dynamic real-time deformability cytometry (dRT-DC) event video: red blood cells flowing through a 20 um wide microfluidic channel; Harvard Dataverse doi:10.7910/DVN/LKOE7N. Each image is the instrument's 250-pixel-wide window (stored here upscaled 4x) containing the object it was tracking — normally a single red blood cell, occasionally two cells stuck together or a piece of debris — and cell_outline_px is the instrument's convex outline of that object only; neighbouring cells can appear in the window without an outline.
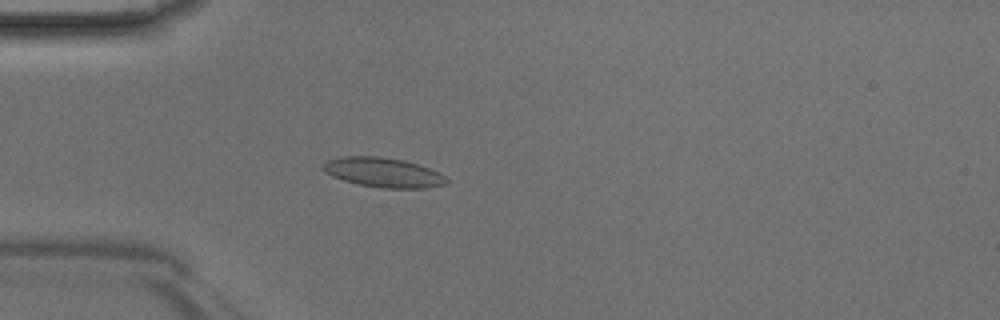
{"species": "Egyptian fruit bat (a non-hibernating species)", "species_latin": "Rousettus aegyptiacus", "temperature_condition": "room temperature", "stored_images_in_passage": 36, "camera_frame_rate_fps": 3000, "um_per_image_px": 0.085, "animal": {"sex": "male"}, "frame": {"image": 1, "passage_image": 3, "time_ms": 0.667, "image_size_px": [1000, 320], "cell_outline_px": [[452, 180], [444, 184], [424, 188], [380, 188], [360, 184], [344, 180], [332, 176], [324, 172], [320, 168], [328, 160], [340, 156], [380, 156], [404, 160], [440, 172]], "centroid_in_image_um": [32.58, 14.65], "position_along_channel_um": 52.4, "area_um2": 21.39}}
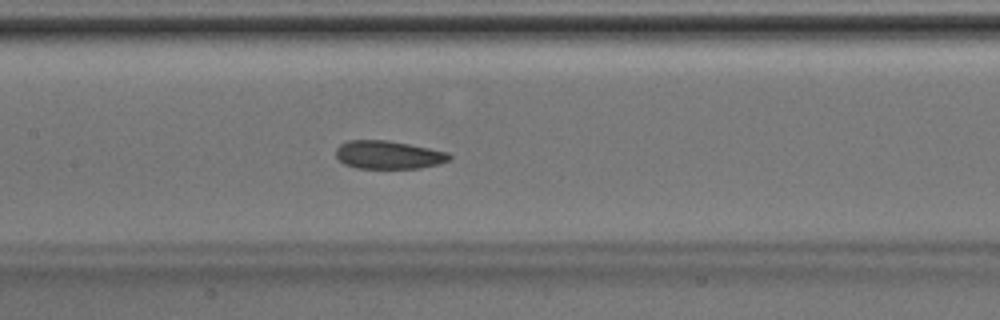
{"frame": {"image": 2, "passage_image": 12, "time_ms": 3.667, "image_size_px": [1000, 320], "cell_outline_px": [[452, 160], [440, 164], [420, 168], [356, 168], [344, 164], [336, 156], [336, 148], [340, 144], [348, 140], [388, 140], [448, 152], [452, 156]], "centroid_in_image_um": [33.03, 13.16], "position_along_channel_um": 174.4, "area_um2": 18.73}}
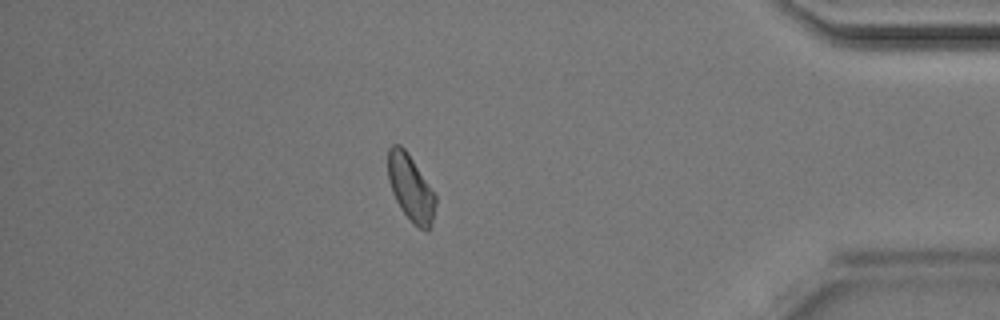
{"frame": {"image": 3, "passage_image": 30, "time_ms": 9.667, "image_size_px": [1000, 320], "cell_outline_px": [[436, 204], [432, 220], [428, 232], [420, 228], [400, 208], [392, 192], [388, 180], [388, 148], [392, 144], [400, 144], [404, 148], [436, 196]], "centroid_in_image_um": [34.88, 15.95], "position_along_channel_um": 400.3, "area_um2": 17.86}}